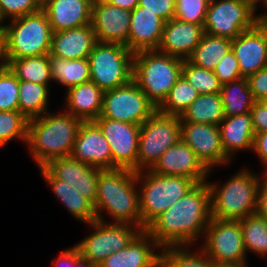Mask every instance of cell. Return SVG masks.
Returning <instances> with one entry per match:
<instances>
[{
    "label": "cell",
    "instance_id": "6f0895ef",
    "mask_svg": "<svg viewBox=\"0 0 267 267\" xmlns=\"http://www.w3.org/2000/svg\"><path fill=\"white\" fill-rule=\"evenodd\" d=\"M2 22L0 21V31H2L3 25L1 24Z\"/></svg>",
    "mask_w": 267,
    "mask_h": 267
},
{
    "label": "cell",
    "instance_id": "603a6c76",
    "mask_svg": "<svg viewBox=\"0 0 267 267\" xmlns=\"http://www.w3.org/2000/svg\"><path fill=\"white\" fill-rule=\"evenodd\" d=\"M160 246L145 231H140L123 249L110 254L98 267H160ZM153 249V250H152Z\"/></svg>",
    "mask_w": 267,
    "mask_h": 267
},
{
    "label": "cell",
    "instance_id": "3957f363",
    "mask_svg": "<svg viewBox=\"0 0 267 267\" xmlns=\"http://www.w3.org/2000/svg\"><path fill=\"white\" fill-rule=\"evenodd\" d=\"M82 122L66 111L57 115L46 112L29 120L26 143L39 168L52 159L71 156Z\"/></svg>",
    "mask_w": 267,
    "mask_h": 267
},
{
    "label": "cell",
    "instance_id": "ffe728a7",
    "mask_svg": "<svg viewBox=\"0 0 267 267\" xmlns=\"http://www.w3.org/2000/svg\"><path fill=\"white\" fill-rule=\"evenodd\" d=\"M43 167L55 179L71 184L93 205L95 204L99 168L81 163L71 156L52 159Z\"/></svg>",
    "mask_w": 267,
    "mask_h": 267
},
{
    "label": "cell",
    "instance_id": "6da1fadb",
    "mask_svg": "<svg viewBox=\"0 0 267 267\" xmlns=\"http://www.w3.org/2000/svg\"><path fill=\"white\" fill-rule=\"evenodd\" d=\"M211 219L210 188L203 182L154 219L145 231L160 248L190 246L204 235Z\"/></svg>",
    "mask_w": 267,
    "mask_h": 267
},
{
    "label": "cell",
    "instance_id": "9c48e42d",
    "mask_svg": "<svg viewBox=\"0 0 267 267\" xmlns=\"http://www.w3.org/2000/svg\"><path fill=\"white\" fill-rule=\"evenodd\" d=\"M181 118L156 110L140 125L137 172L150 169L181 138Z\"/></svg>",
    "mask_w": 267,
    "mask_h": 267
},
{
    "label": "cell",
    "instance_id": "bcb514c9",
    "mask_svg": "<svg viewBox=\"0 0 267 267\" xmlns=\"http://www.w3.org/2000/svg\"><path fill=\"white\" fill-rule=\"evenodd\" d=\"M250 113L255 134L267 131V101H255Z\"/></svg>",
    "mask_w": 267,
    "mask_h": 267
},
{
    "label": "cell",
    "instance_id": "d590c367",
    "mask_svg": "<svg viewBox=\"0 0 267 267\" xmlns=\"http://www.w3.org/2000/svg\"><path fill=\"white\" fill-rule=\"evenodd\" d=\"M244 249L267 257V219L256 213L240 220Z\"/></svg>",
    "mask_w": 267,
    "mask_h": 267
},
{
    "label": "cell",
    "instance_id": "8992f818",
    "mask_svg": "<svg viewBox=\"0 0 267 267\" xmlns=\"http://www.w3.org/2000/svg\"><path fill=\"white\" fill-rule=\"evenodd\" d=\"M137 183L142 185L139 189L141 231L197 185L193 179L158 175L149 169L137 172Z\"/></svg>",
    "mask_w": 267,
    "mask_h": 267
},
{
    "label": "cell",
    "instance_id": "277c9868",
    "mask_svg": "<svg viewBox=\"0 0 267 267\" xmlns=\"http://www.w3.org/2000/svg\"><path fill=\"white\" fill-rule=\"evenodd\" d=\"M183 59L157 50L134 53L133 81L156 107L182 75Z\"/></svg>",
    "mask_w": 267,
    "mask_h": 267
},
{
    "label": "cell",
    "instance_id": "7402d4cb",
    "mask_svg": "<svg viewBox=\"0 0 267 267\" xmlns=\"http://www.w3.org/2000/svg\"><path fill=\"white\" fill-rule=\"evenodd\" d=\"M94 0H44L41 9L46 13L52 32L91 24Z\"/></svg>",
    "mask_w": 267,
    "mask_h": 267
},
{
    "label": "cell",
    "instance_id": "f1b7e54d",
    "mask_svg": "<svg viewBox=\"0 0 267 267\" xmlns=\"http://www.w3.org/2000/svg\"><path fill=\"white\" fill-rule=\"evenodd\" d=\"M180 118L184 122L218 126L225 118L220 94H199Z\"/></svg>",
    "mask_w": 267,
    "mask_h": 267
},
{
    "label": "cell",
    "instance_id": "ab89813d",
    "mask_svg": "<svg viewBox=\"0 0 267 267\" xmlns=\"http://www.w3.org/2000/svg\"><path fill=\"white\" fill-rule=\"evenodd\" d=\"M209 0H175L174 18L204 26Z\"/></svg>",
    "mask_w": 267,
    "mask_h": 267
},
{
    "label": "cell",
    "instance_id": "db71d44e",
    "mask_svg": "<svg viewBox=\"0 0 267 267\" xmlns=\"http://www.w3.org/2000/svg\"><path fill=\"white\" fill-rule=\"evenodd\" d=\"M243 3L247 4L254 12H256L258 3H262L267 6V0H241Z\"/></svg>",
    "mask_w": 267,
    "mask_h": 267
},
{
    "label": "cell",
    "instance_id": "44dd1931",
    "mask_svg": "<svg viewBox=\"0 0 267 267\" xmlns=\"http://www.w3.org/2000/svg\"><path fill=\"white\" fill-rule=\"evenodd\" d=\"M204 27L172 18L165 22L158 52L188 59L204 35Z\"/></svg>",
    "mask_w": 267,
    "mask_h": 267
},
{
    "label": "cell",
    "instance_id": "7bdbcfd3",
    "mask_svg": "<svg viewBox=\"0 0 267 267\" xmlns=\"http://www.w3.org/2000/svg\"><path fill=\"white\" fill-rule=\"evenodd\" d=\"M223 85L243 78L239 71V63L232 50H229L213 70Z\"/></svg>",
    "mask_w": 267,
    "mask_h": 267
},
{
    "label": "cell",
    "instance_id": "5b68a950",
    "mask_svg": "<svg viewBox=\"0 0 267 267\" xmlns=\"http://www.w3.org/2000/svg\"><path fill=\"white\" fill-rule=\"evenodd\" d=\"M260 179L248 169L233 175L221 187L210 183L211 218L240 221L256 213Z\"/></svg>",
    "mask_w": 267,
    "mask_h": 267
},
{
    "label": "cell",
    "instance_id": "7c38bea8",
    "mask_svg": "<svg viewBox=\"0 0 267 267\" xmlns=\"http://www.w3.org/2000/svg\"><path fill=\"white\" fill-rule=\"evenodd\" d=\"M156 110L146 94L132 80L124 86L104 91L102 111L98 118L141 125Z\"/></svg>",
    "mask_w": 267,
    "mask_h": 267
},
{
    "label": "cell",
    "instance_id": "9f6ffc18",
    "mask_svg": "<svg viewBox=\"0 0 267 267\" xmlns=\"http://www.w3.org/2000/svg\"><path fill=\"white\" fill-rule=\"evenodd\" d=\"M265 14H260L259 16L261 17V20L263 21V23L267 26V13L264 12Z\"/></svg>",
    "mask_w": 267,
    "mask_h": 267
},
{
    "label": "cell",
    "instance_id": "1f68e13d",
    "mask_svg": "<svg viewBox=\"0 0 267 267\" xmlns=\"http://www.w3.org/2000/svg\"><path fill=\"white\" fill-rule=\"evenodd\" d=\"M7 61L8 68L19 81L48 85L52 80L49 54Z\"/></svg>",
    "mask_w": 267,
    "mask_h": 267
},
{
    "label": "cell",
    "instance_id": "816d5d0a",
    "mask_svg": "<svg viewBox=\"0 0 267 267\" xmlns=\"http://www.w3.org/2000/svg\"><path fill=\"white\" fill-rule=\"evenodd\" d=\"M8 68V61L6 56L5 37L3 31H0V72Z\"/></svg>",
    "mask_w": 267,
    "mask_h": 267
},
{
    "label": "cell",
    "instance_id": "e0dca14e",
    "mask_svg": "<svg viewBox=\"0 0 267 267\" xmlns=\"http://www.w3.org/2000/svg\"><path fill=\"white\" fill-rule=\"evenodd\" d=\"M231 50L239 63L243 78L267 66V26L260 20L252 29L232 39Z\"/></svg>",
    "mask_w": 267,
    "mask_h": 267
},
{
    "label": "cell",
    "instance_id": "d4e9b609",
    "mask_svg": "<svg viewBox=\"0 0 267 267\" xmlns=\"http://www.w3.org/2000/svg\"><path fill=\"white\" fill-rule=\"evenodd\" d=\"M96 42L92 24L53 32L50 55L67 60L85 59Z\"/></svg>",
    "mask_w": 267,
    "mask_h": 267
},
{
    "label": "cell",
    "instance_id": "681fc988",
    "mask_svg": "<svg viewBox=\"0 0 267 267\" xmlns=\"http://www.w3.org/2000/svg\"><path fill=\"white\" fill-rule=\"evenodd\" d=\"M80 251L78 247L75 245L71 249H67L62 251L59 255V258L53 261L55 267H74L75 260L80 256Z\"/></svg>",
    "mask_w": 267,
    "mask_h": 267
},
{
    "label": "cell",
    "instance_id": "5bb4252c",
    "mask_svg": "<svg viewBox=\"0 0 267 267\" xmlns=\"http://www.w3.org/2000/svg\"><path fill=\"white\" fill-rule=\"evenodd\" d=\"M94 122L110 146L112 169L125 168L137 172L140 125L108 118H97Z\"/></svg>",
    "mask_w": 267,
    "mask_h": 267
},
{
    "label": "cell",
    "instance_id": "f546056e",
    "mask_svg": "<svg viewBox=\"0 0 267 267\" xmlns=\"http://www.w3.org/2000/svg\"><path fill=\"white\" fill-rule=\"evenodd\" d=\"M219 94L225 117L250 113L255 102L247 78L223 84Z\"/></svg>",
    "mask_w": 267,
    "mask_h": 267
},
{
    "label": "cell",
    "instance_id": "60d3db41",
    "mask_svg": "<svg viewBox=\"0 0 267 267\" xmlns=\"http://www.w3.org/2000/svg\"><path fill=\"white\" fill-rule=\"evenodd\" d=\"M0 111H19V80L9 68L0 72Z\"/></svg>",
    "mask_w": 267,
    "mask_h": 267
},
{
    "label": "cell",
    "instance_id": "2e32d148",
    "mask_svg": "<svg viewBox=\"0 0 267 267\" xmlns=\"http://www.w3.org/2000/svg\"><path fill=\"white\" fill-rule=\"evenodd\" d=\"M131 11L121 9L106 0H94L91 24L96 40L116 43L128 48Z\"/></svg>",
    "mask_w": 267,
    "mask_h": 267
},
{
    "label": "cell",
    "instance_id": "52a82bcc",
    "mask_svg": "<svg viewBox=\"0 0 267 267\" xmlns=\"http://www.w3.org/2000/svg\"><path fill=\"white\" fill-rule=\"evenodd\" d=\"M7 59L42 56L50 54L52 29L46 13L39 11L11 20L4 25Z\"/></svg>",
    "mask_w": 267,
    "mask_h": 267
},
{
    "label": "cell",
    "instance_id": "4fadbf2b",
    "mask_svg": "<svg viewBox=\"0 0 267 267\" xmlns=\"http://www.w3.org/2000/svg\"><path fill=\"white\" fill-rule=\"evenodd\" d=\"M204 234L201 250L212 262L246 263L240 221L212 218Z\"/></svg>",
    "mask_w": 267,
    "mask_h": 267
},
{
    "label": "cell",
    "instance_id": "c3c4849f",
    "mask_svg": "<svg viewBox=\"0 0 267 267\" xmlns=\"http://www.w3.org/2000/svg\"><path fill=\"white\" fill-rule=\"evenodd\" d=\"M263 176L258 189L256 214L267 219V172Z\"/></svg>",
    "mask_w": 267,
    "mask_h": 267
},
{
    "label": "cell",
    "instance_id": "83f0119b",
    "mask_svg": "<svg viewBox=\"0 0 267 267\" xmlns=\"http://www.w3.org/2000/svg\"><path fill=\"white\" fill-rule=\"evenodd\" d=\"M39 169L44 179L53 189L56 197L74 218L87 224L97 220L94 205L87 198L80 194L71 184L55 179L44 167Z\"/></svg>",
    "mask_w": 267,
    "mask_h": 267
},
{
    "label": "cell",
    "instance_id": "b9f144b4",
    "mask_svg": "<svg viewBox=\"0 0 267 267\" xmlns=\"http://www.w3.org/2000/svg\"><path fill=\"white\" fill-rule=\"evenodd\" d=\"M41 4L39 0H0V21L3 24L7 17L15 19L35 13L41 9Z\"/></svg>",
    "mask_w": 267,
    "mask_h": 267
},
{
    "label": "cell",
    "instance_id": "f907efd6",
    "mask_svg": "<svg viewBox=\"0 0 267 267\" xmlns=\"http://www.w3.org/2000/svg\"><path fill=\"white\" fill-rule=\"evenodd\" d=\"M108 3L121 9L133 11L138 5L139 0H106Z\"/></svg>",
    "mask_w": 267,
    "mask_h": 267
},
{
    "label": "cell",
    "instance_id": "8fae6325",
    "mask_svg": "<svg viewBox=\"0 0 267 267\" xmlns=\"http://www.w3.org/2000/svg\"><path fill=\"white\" fill-rule=\"evenodd\" d=\"M241 0H212L209 3L204 23V32L235 39L242 32L252 29L260 16Z\"/></svg>",
    "mask_w": 267,
    "mask_h": 267
},
{
    "label": "cell",
    "instance_id": "d6a6232c",
    "mask_svg": "<svg viewBox=\"0 0 267 267\" xmlns=\"http://www.w3.org/2000/svg\"><path fill=\"white\" fill-rule=\"evenodd\" d=\"M232 40L204 33L188 60L199 67L214 70L225 54L231 50Z\"/></svg>",
    "mask_w": 267,
    "mask_h": 267
},
{
    "label": "cell",
    "instance_id": "ba28073f",
    "mask_svg": "<svg viewBox=\"0 0 267 267\" xmlns=\"http://www.w3.org/2000/svg\"><path fill=\"white\" fill-rule=\"evenodd\" d=\"M133 60L126 46L97 41L88 57L90 80L102 91L124 86L133 80Z\"/></svg>",
    "mask_w": 267,
    "mask_h": 267
},
{
    "label": "cell",
    "instance_id": "ac0fdd59",
    "mask_svg": "<svg viewBox=\"0 0 267 267\" xmlns=\"http://www.w3.org/2000/svg\"><path fill=\"white\" fill-rule=\"evenodd\" d=\"M149 170L158 175L190 178L197 184L205 182L211 173L181 138Z\"/></svg>",
    "mask_w": 267,
    "mask_h": 267
},
{
    "label": "cell",
    "instance_id": "d6986e66",
    "mask_svg": "<svg viewBox=\"0 0 267 267\" xmlns=\"http://www.w3.org/2000/svg\"><path fill=\"white\" fill-rule=\"evenodd\" d=\"M71 157L99 169H112L110 146L94 121H83L75 138Z\"/></svg>",
    "mask_w": 267,
    "mask_h": 267
},
{
    "label": "cell",
    "instance_id": "ee69618b",
    "mask_svg": "<svg viewBox=\"0 0 267 267\" xmlns=\"http://www.w3.org/2000/svg\"><path fill=\"white\" fill-rule=\"evenodd\" d=\"M154 13L165 22L174 18L175 0H139V5Z\"/></svg>",
    "mask_w": 267,
    "mask_h": 267
},
{
    "label": "cell",
    "instance_id": "e575fe53",
    "mask_svg": "<svg viewBox=\"0 0 267 267\" xmlns=\"http://www.w3.org/2000/svg\"><path fill=\"white\" fill-rule=\"evenodd\" d=\"M198 96L199 92L181 75L157 110L181 117Z\"/></svg>",
    "mask_w": 267,
    "mask_h": 267
},
{
    "label": "cell",
    "instance_id": "484cf974",
    "mask_svg": "<svg viewBox=\"0 0 267 267\" xmlns=\"http://www.w3.org/2000/svg\"><path fill=\"white\" fill-rule=\"evenodd\" d=\"M103 95L104 91L91 80L71 87L67 89L65 111L82 121H94L101 114Z\"/></svg>",
    "mask_w": 267,
    "mask_h": 267
},
{
    "label": "cell",
    "instance_id": "7a4b0ae2",
    "mask_svg": "<svg viewBox=\"0 0 267 267\" xmlns=\"http://www.w3.org/2000/svg\"><path fill=\"white\" fill-rule=\"evenodd\" d=\"M137 172L125 169H99L94 209L97 220L104 221L101 211H107L115 223L132 224L141 230ZM138 191V192H137Z\"/></svg>",
    "mask_w": 267,
    "mask_h": 267
},
{
    "label": "cell",
    "instance_id": "9a60e30c",
    "mask_svg": "<svg viewBox=\"0 0 267 267\" xmlns=\"http://www.w3.org/2000/svg\"><path fill=\"white\" fill-rule=\"evenodd\" d=\"M180 134L181 139L194 151L197 158L209 171L215 166L229 165L230 159L222 148L218 126L184 122L181 119Z\"/></svg>",
    "mask_w": 267,
    "mask_h": 267
},
{
    "label": "cell",
    "instance_id": "4316f807",
    "mask_svg": "<svg viewBox=\"0 0 267 267\" xmlns=\"http://www.w3.org/2000/svg\"><path fill=\"white\" fill-rule=\"evenodd\" d=\"M218 127L222 148L229 159L239 150H253L255 132L251 113L225 117Z\"/></svg>",
    "mask_w": 267,
    "mask_h": 267
},
{
    "label": "cell",
    "instance_id": "f35d334b",
    "mask_svg": "<svg viewBox=\"0 0 267 267\" xmlns=\"http://www.w3.org/2000/svg\"><path fill=\"white\" fill-rule=\"evenodd\" d=\"M29 120L20 111H0V147L13 138L27 142Z\"/></svg>",
    "mask_w": 267,
    "mask_h": 267
},
{
    "label": "cell",
    "instance_id": "74e56055",
    "mask_svg": "<svg viewBox=\"0 0 267 267\" xmlns=\"http://www.w3.org/2000/svg\"><path fill=\"white\" fill-rule=\"evenodd\" d=\"M182 75L199 94L220 93L222 84L212 70L196 66L186 59L183 60Z\"/></svg>",
    "mask_w": 267,
    "mask_h": 267
},
{
    "label": "cell",
    "instance_id": "cb8c5ba5",
    "mask_svg": "<svg viewBox=\"0 0 267 267\" xmlns=\"http://www.w3.org/2000/svg\"><path fill=\"white\" fill-rule=\"evenodd\" d=\"M164 25L163 19L137 6L131 11L128 49L132 53L157 50Z\"/></svg>",
    "mask_w": 267,
    "mask_h": 267
},
{
    "label": "cell",
    "instance_id": "f6af8a7d",
    "mask_svg": "<svg viewBox=\"0 0 267 267\" xmlns=\"http://www.w3.org/2000/svg\"><path fill=\"white\" fill-rule=\"evenodd\" d=\"M247 79L255 101H267V66Z\"/></svg>",
    "mask_w": 267,
    "mask_h": 267
},
{
    "label": "cell",
    "instance_id": "4dcf8cb0",
    "mask_svg": "<svg viewBox=\"0 0 267 267\" xmlns=\"http://www.w3.org/2000/svg\"><path fill=\"white\" fill-rule=\"evenodd\" d=\"M52 81L71 88L90 81L88 58L60 59L49 54Z\"/></svg>",
    "mask_w": 267,
    "mask_h": 267
},
{
    "label": "cell",
    "instance_id": "8d00e7d4",
    "mask_svg": "<svg viewBox=\"0 0 267 267\" xmlns=\"http://www.w3.org/2000/svg\"><path fill=\"white\" fill-rule=\"evenodd\" d=\"M161 251L160 267H213V262L201 249L193 253L187 246H168Z\"/></svg>",
    "mask_w": 267,
    "mask_h": 267
},
{
    "label": "cell",
    "instance_id": "7dc6e473",
    "mask_svg": "<svg viewBox=\"0 0 267 267\" xmlns=\"http://www.w3.org/2000/svg\"><path fill=\"white\" fill-rule=\"evenodd\" d=\"M253 151L257 153L261 163L265 166L264 172H267V131L255 134Z\"/></svg>",
    "mask_w": 267,
    "mask_h": 267
},
{
    "label": "cell",
    "instance_id": "f5cc1de1",
    "mask_svg": "<svg viewBox=\"0 0 267 267\" xmlns=\"http://www.w3.org/2000/svg\"><path fill=\"white\" fill-rule=\"evenodd\" d=\"M74 267H94L86 258L80 255L76 260Z\"/></svg>",
    "mask_w": 267,
    "mask_h": 267
},
{
    "label": "cell",
    "instance_id": "30bf717a",
    "mask_svg": "<svg viewBox=\"0 0 267 267\" xmlns=\"http://www.w3.org/2000/svg\"><path fill=\"white\" fill-rule=\"evenodd\" d=\"M105 222L95 220L89 223L94 232L76 244L80 254L94 267H98L110 254L123 250L141 231L132 224Z\"/></svg>",
    "mask_w": 267,
    "mask_h": 267
},
{
    "label": "cell",
    "instance_id": "11a10c76",
    "mask_svg": "<svg viewBox=\"0 0 267 267\" xmlns=\"http://www.w3.org/2000/svg\"><path fill=\"white\" fill-rule=\"evenodd\" d=\"M247 263H220L213 262V267H247Z\"/></svg>",
    "mask_w": 267,
    "mask_h": 267
},
{
    "label": "cell",
    "instance_id": "836d02e7",
    "mask_svg": "<svg viewBox=\"0 0 267 267\" xmlns=\"http://www.w3.org/2000/svg\"><path fill=\"white\" fill-rule=\"evenodd\" d=\"M49 86L19 81V111L28 119L47 112Z\"/></svg>",
    "mask_w": 267,
    "mask_h": 267
}]
</instances>
